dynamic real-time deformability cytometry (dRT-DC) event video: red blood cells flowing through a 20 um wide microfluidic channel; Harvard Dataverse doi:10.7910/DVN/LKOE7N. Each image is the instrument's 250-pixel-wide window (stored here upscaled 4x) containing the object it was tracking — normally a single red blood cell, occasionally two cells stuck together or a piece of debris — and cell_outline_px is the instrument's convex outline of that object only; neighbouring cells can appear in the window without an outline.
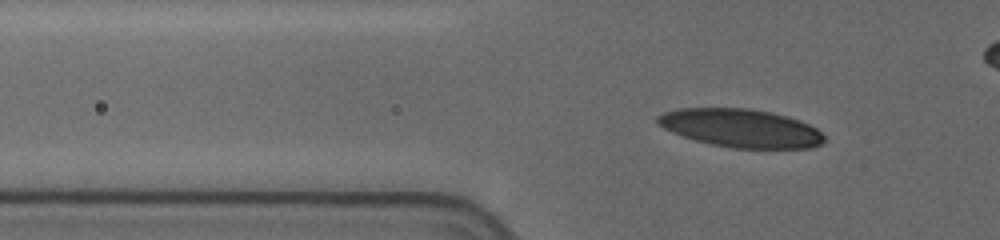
{"species": "human", "species_latin": "Homo sapiens", "temperature_condition": "cold", "stored_images_in_passage": 44, "camera_frame_rate_fps": 3000, "um_per_image_px": 0.085, "donor": {"sex": "female"}, "frame": {"image": 1, "passage_image": 11, "time_ms": 3.333, "image_size_px": [1000, 240], "cell_outline_px": [[828, 140], [812, 148], [732, 148], [712, 144], [696, 140], [672, 132], [656, 124], [656, 116], [664, 112], [680, 108], [748, 108], [772, 112], [800, 120], [816, 128]], "centroid_in_image_um": [62.98, 10.89], "position_along_channel_um": 62.8, "area_um2": 37.22}}
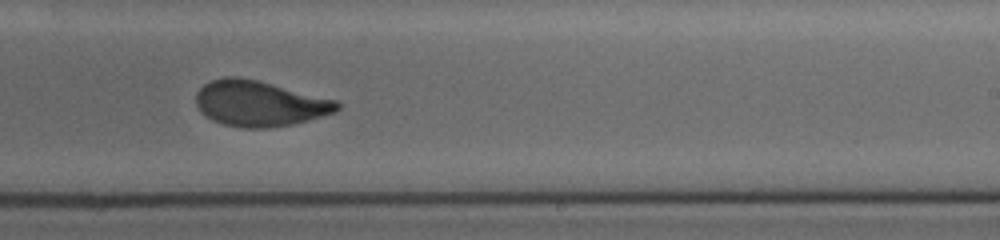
{"frame": {"image": 2, "passage_image": 29, "time_ms": 9.333, "image_size_px": [1000, 240], "cell_outline_px": [[340, 108], [336, 112], [308, 120], [292, 124], [264, 128], [244, 128], [224, 124], [212, 120], [204, 116], [200, 112], [196, 104], [196, 92], [204, 84], [212, 80], [224, 76], [232, 76], [256, 80], [336, 100], [340, 104]], "centroid_in_image_um": [22.02, 8.8], "position_along_channel_um": 267.0, "area_um2": 37.28}}
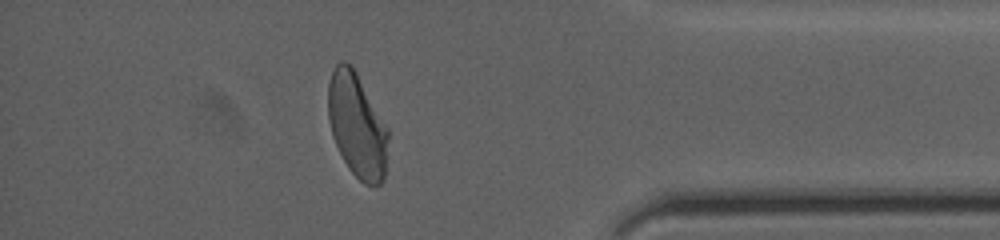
{"frame": {"image": 3, "passage_image": 42, "time_ms": 13.667, "image_size_px": [1000, 240], "cell_outline_px": [[388, 140], [384, 180], [380, 184], [364, 184], [348, 168], [332, 136], [328, 120], [328, 84], [332, 72], [336, 64], [340, 60], [344, 60], [352, 64], [388, 128]], "centroid_in_image_um": [30.34, 10.63], "position_along_channel_um": 404.9, "area_um2": 36.47}}